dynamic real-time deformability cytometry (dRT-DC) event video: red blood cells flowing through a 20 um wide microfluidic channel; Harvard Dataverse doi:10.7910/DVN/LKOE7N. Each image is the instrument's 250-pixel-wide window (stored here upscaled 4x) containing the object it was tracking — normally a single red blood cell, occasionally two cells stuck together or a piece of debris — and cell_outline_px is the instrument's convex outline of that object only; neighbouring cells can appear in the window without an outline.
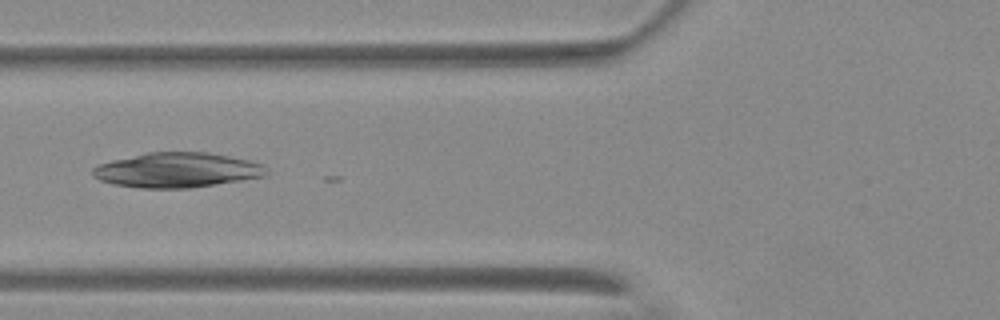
{"species": "Egyptian fruit bat (a non-hibernating species)", "species_latin": "Rousettus aegyptiacus", "temperature_condition": "warm", "stored_images_in_passage": 6, "camera_frame_rate_fps": 3000, "um_per_image_px": 0.085, "animal": {"sex": "female"}, "frame": {"image": 1, "passage_image": 5, "time_ms": 6.333, "image_size_px": [1000, 320], "cell_outline_px": [[264, 176], [216, 184], [188, 188], [140, 188], [116, 184], [100, 180], [92, 172], [92, 168], [96, 164], [144, 152], [208, 152], [248, 160], [264, 164]], "centroid_in_image_um": [15.0, 14.44], "position_along_channel_um": 110.8, "area_um2": 35.03}}